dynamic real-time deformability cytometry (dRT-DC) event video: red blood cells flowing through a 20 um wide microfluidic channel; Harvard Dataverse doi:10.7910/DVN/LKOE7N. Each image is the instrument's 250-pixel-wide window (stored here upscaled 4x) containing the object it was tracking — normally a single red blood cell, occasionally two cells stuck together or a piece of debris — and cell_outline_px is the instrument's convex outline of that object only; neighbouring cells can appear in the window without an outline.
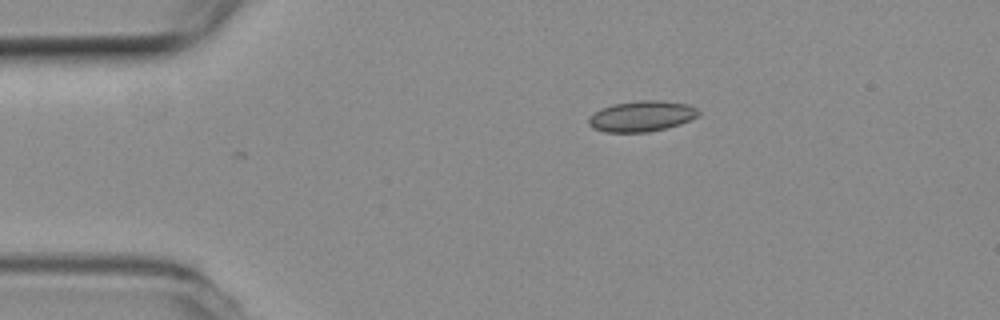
{"species": "common noctule bat (a hibernating species)", "species_latin": "Nyctalus noctula", "temperature_condition": "room temperature", "stored_images_in_passage": 2, "camera_frame_rate_fps": 3000, "um_per_image_px": 0.085, "animal": {"sex": "female", "body_mass_g": 19.3, "forearm_length_mm": 54.1}, "frame": {"image": 1, "passage_image": 2, "time_ms": 0.333, "image_size_px": [1000, 320], "cell_outline_px": [[700, 116], [680, 124], [648, 132], [604, 132], [592, 128], [588, 124], [588, 120], [596, 112], [604, 108], [616, 104], [644, 100], [656, 100], [688, 104], [696, 108], [700, 112]], "centroid_in_image_um": [54.58, 9.89], "position_along_channel_um": 30.4, "area_um2": 19.36}}